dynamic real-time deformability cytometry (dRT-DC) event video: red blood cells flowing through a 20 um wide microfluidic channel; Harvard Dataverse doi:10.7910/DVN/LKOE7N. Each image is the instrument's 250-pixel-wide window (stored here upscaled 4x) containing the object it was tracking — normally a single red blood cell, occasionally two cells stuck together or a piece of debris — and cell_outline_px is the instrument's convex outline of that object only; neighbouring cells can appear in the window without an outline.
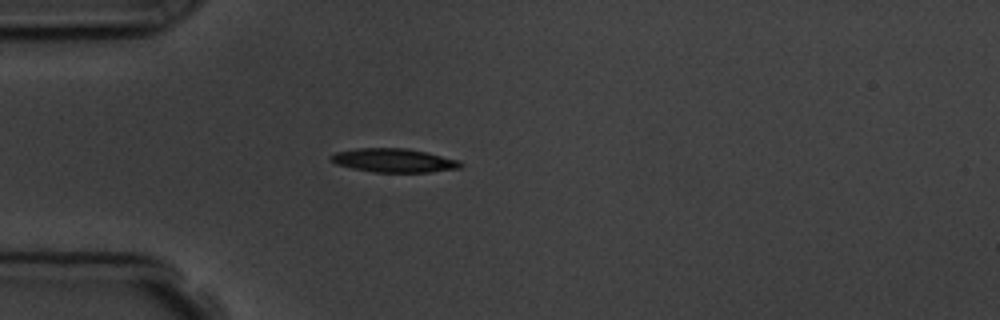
{"species": "common noctule bat (a hibernating species)", "species_latin": "Nyctalus noctula", "temperature_condition": "room temperature", "stored_images_in_passage": 4, "camera_frame_rate_fps": 3000, "um_per_image_px": 0.085, "animal": {"sex": "male", "body_mass_g": 19.5, "forearm_length_mm": 54.6}, "frame": {"image": 1, "passage_image": 4, "time_ms": 3.333, "image_size_px": [1000, 320], "cell_outline_px": [[464, 164], [460, 168], [428, 172], [372, 172], [352, 168], [336, 164], [328, 160], [328, 156], [336, 152], [356, 148], [408, 148], [460, 160]], "centroid_in_image_um": [33.45, 13.63], "position_along_channel_um": 51.6, "area_um2": 18.09}}